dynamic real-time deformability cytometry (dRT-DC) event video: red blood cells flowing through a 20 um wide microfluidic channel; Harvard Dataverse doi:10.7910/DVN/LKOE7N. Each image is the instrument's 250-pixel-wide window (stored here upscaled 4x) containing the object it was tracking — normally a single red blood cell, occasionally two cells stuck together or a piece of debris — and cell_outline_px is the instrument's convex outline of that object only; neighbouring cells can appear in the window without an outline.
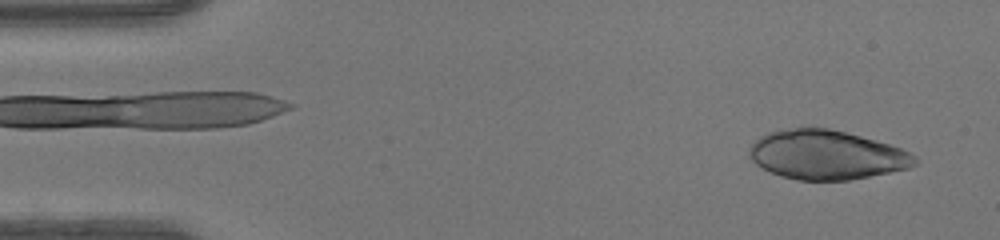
{"species": "human", "species_latin": "Homo sapiens", "temperature_condition": "warm", "stored_images_in_passage": 45, "camera_frame_rate_fps": 3000, "um_per_image_px": 0.085, "donor": {"sex": "female"}, "frame": {"image": 1, "passage_image": 2, "time_ms": 0.333, "image_size_px": [1000, 240], "cell_outline_px": [[920, 160], [916, 164], [908, 168], [848, 180], [796, 180], [780, 176], [756, 164], [748, 156], [748, 148], [760, 136], [768, 132], [792, 128], [828, 128], [860, 136], [888, 144], [900, 148], [916, 156]], "centroid_in_image_um": [70.23, 13.17], "position_along_channel_um": 14.8, "area_um2": 47.11}}
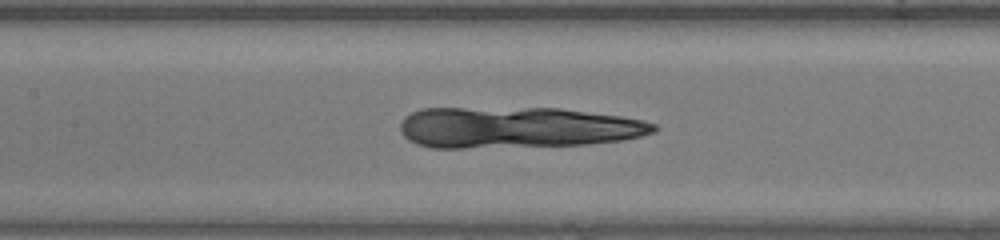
{"frame": {"image": 2, "passage_image": 20, "time_ms": 6.333, "image_size_px": [1000, 240], "cell_outline_px": [[660, 128], [656, 132], [624, 140], [588, 144], [464, 148], [432, 148], [416, 144], [408, 140], [400, 132], [400, 120], [404, 116], [420, 108], [560, 108], [620, 116], [644, 120], [656, 124]], "centroid_in_image_um": [43.95, 10.83], "position_along_channel_um": 163.5, "area_um2": 61.27}}
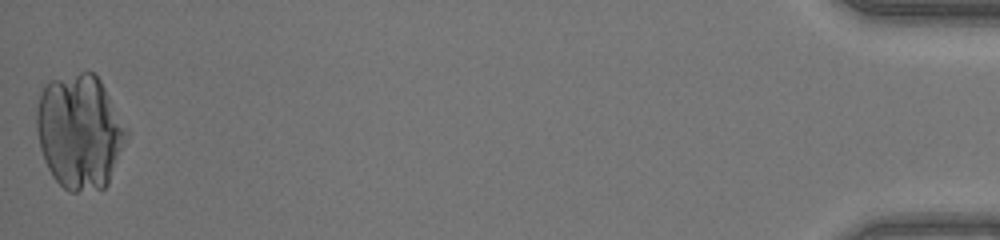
{"frame": {"image": 3, "passage_image": 45, "time_ms": 14.667, "image_size_px": [1000, 240], "cell_outline_px": [[128, 136], [108, 184], [104, 188], [76, 192], [68, 192], [52, 176], [44, 160], [40, 148], [36, 128], [36, 108], [40, 92], [44, 84], [48, 80], [80, 72], [92, 72], [100, 80], [128, 132]], "centroid_in_image_um": [6.74, 11.19], "position_along_channel_um": 428.5, "area_um2": 60.0}}